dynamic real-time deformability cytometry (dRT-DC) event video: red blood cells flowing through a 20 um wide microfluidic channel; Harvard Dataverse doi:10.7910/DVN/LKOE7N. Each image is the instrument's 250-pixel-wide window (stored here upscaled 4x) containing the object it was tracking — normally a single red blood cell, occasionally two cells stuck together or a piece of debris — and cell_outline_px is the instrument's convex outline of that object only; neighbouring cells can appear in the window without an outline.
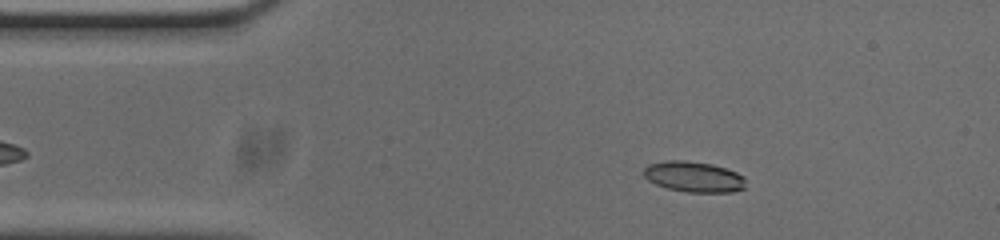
{"species": "common noctule bat (a hibernating species)", "species_latin": "Nyctalus noctula", "temperature_condition": "cold", "stored_images_in_passage": 54, "camera_frame_rate_fps": 3000, "um_per_image_px": 0.085, "animal": {"sex": "male", "body_mass_g": 20.0, "forearm_length_mm": 53.3}, "frame": {"image": 1, "passage_image": 9, "time_ms": 2.667, "image_size_px": [1000, 240], "cell_outline_px": [[744, 188], [732, 192], [688, 192], [668, 188], [656, 184], [648, 180], [644, 176], [644, 168], [648, 164], [668, 160], [684, 160], [712, 164], [736, 172], [744, 176]], "centroid_in_image_um": [58.96, 15.02], "position_along_channel_um": 26.0, "area_um2": 18.09}}
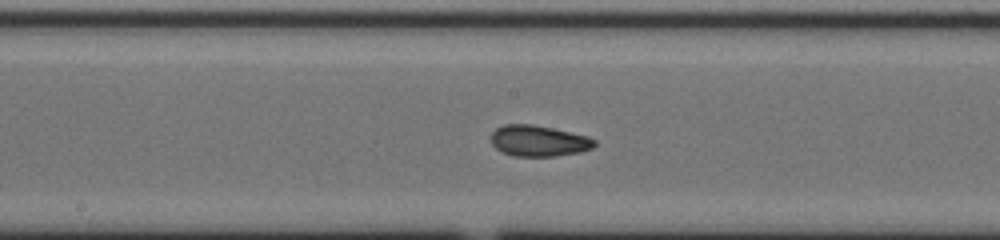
{"frame": {"image": 2, "passage_image": 27, "time_ms": 8.667, "image_size_px": [1000, 240], "cell_outline_px": [[596, 144], [592, 148], [580, 152], [556, 156], [512, 156], [496, 148], [492, 144], [492, 132], [496, 128], [504, 124], [532, 124], [552, 128], [588, 136], [596, 140]], "centroid_in_image_um": [45.79, 11.97], "position_along_channel_um": 202.4, "area_um2": 18.67}}
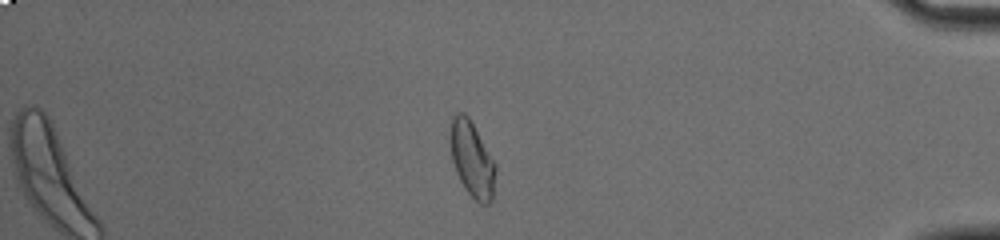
{"frame": {"image": 3, "passage_image": 46, "time_ms": 15.0, "image_size_px": [1000, 240], "cell_outline_px": [[496, 172], [492, 200], [488, 204], [480, 204], [468, 192], [460, 180], [456, 172], [452, 160], [452, 116], [456, 112], [464, 112], [468, 116], [496, 164]], "centroid_in_image_um": [40.15, 13.56], "position_along_channel_um": 395.0, "area_um2": 19.42}, "authors_computed_cell_mechanics": {"area_um2": 18.496, "velocity_mm_per_s": 3.7207, "shape_relaxation_time_tau1_ms": 4.4153, "shape_relaxation_time_tau2_ms": 2.087, "deformation_change_tau1": 0.1568, "deformation_change_tau2": 0.0797}}